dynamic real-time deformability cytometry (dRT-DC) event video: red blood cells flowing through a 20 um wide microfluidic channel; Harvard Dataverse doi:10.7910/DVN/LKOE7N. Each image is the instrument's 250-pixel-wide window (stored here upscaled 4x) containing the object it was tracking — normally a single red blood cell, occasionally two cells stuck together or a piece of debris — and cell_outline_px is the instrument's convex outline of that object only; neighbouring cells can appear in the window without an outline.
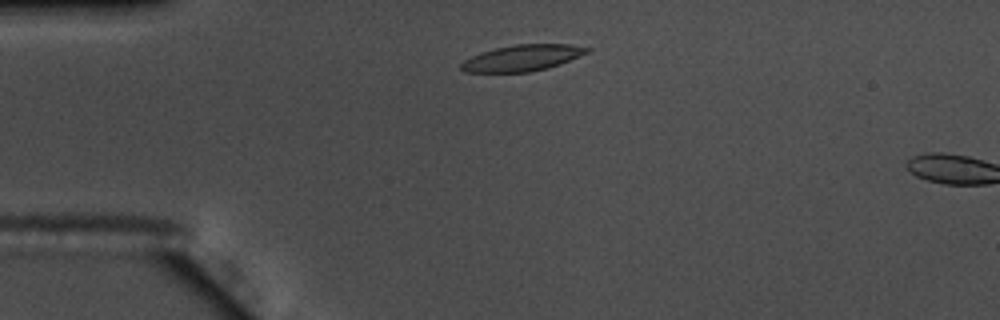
{"species": "common noctule bat (a hibernating species)", "species_latin": "Nyctalus noctula", "temperature_condition": "warm", "stored_images_in_passage": 7, "camera_frame_rate_fps": 3000, "um_per_image_px": 0.085, "animal": {"sex": "male", "body_mass_g": 17.5, "forearm_length_mm": 52.3}, "frame": {"image": 1, "passage_image": 5, "time_ms": 1.333, "image_size_px": [1000, 320], "cell_outline_px": [[592, 48], [588, 52], [560, 64], [548, 68], [532, 72], [464, 72], [460, 68], [460, 64], [464, 60], [480, 52], [496, 48], [516, 44], [568, 44]], "centroid_in_image_um": [44.38, 4.93], "position_along_channel_um": 40.6, "area_um2": 19.19}}